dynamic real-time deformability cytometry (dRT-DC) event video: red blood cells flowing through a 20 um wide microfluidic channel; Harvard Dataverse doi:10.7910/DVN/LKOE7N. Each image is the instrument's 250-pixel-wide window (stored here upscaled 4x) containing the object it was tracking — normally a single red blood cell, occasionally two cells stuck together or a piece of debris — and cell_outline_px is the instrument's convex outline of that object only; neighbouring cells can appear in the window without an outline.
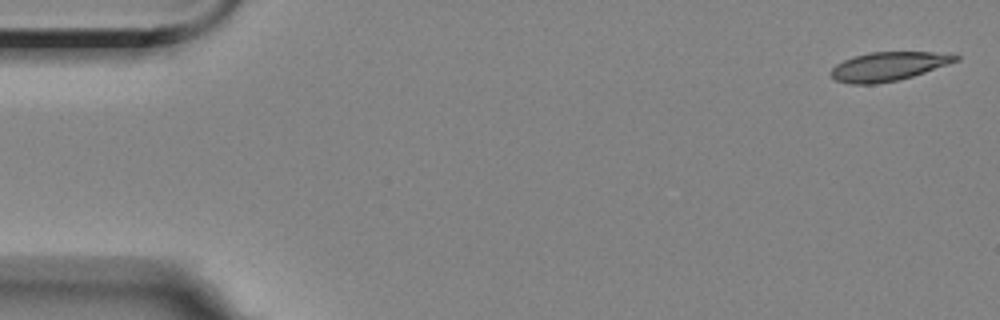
{"species": "Egyptian fruit bat (a non-hibernating species)", "species_latin": "Rousettus aegyptiacus", "temperature_condition": "room temperature", "stored_images_in_passage": 3, "camera_frame_rate_fps": 3000, "um_per_image_px": 0.085, "animal": {"sex": "female"}, "frame": {"image": 1, "passage_image": 1, "time_ms": 0.0, "image_size_px": [1000, 320], "cell_outline_px": [[960, 60], [912, 76], [896, 80], [872, 84], [852, 84], [836, 80], [828, 72], [836, 64], [852, 56], [868, 52], [956, 52], [960, 56]], "centroid_in_image_um": [75.55, 5.61], "position_along_channel_um": 9.5, "area_um2": 21.1}}